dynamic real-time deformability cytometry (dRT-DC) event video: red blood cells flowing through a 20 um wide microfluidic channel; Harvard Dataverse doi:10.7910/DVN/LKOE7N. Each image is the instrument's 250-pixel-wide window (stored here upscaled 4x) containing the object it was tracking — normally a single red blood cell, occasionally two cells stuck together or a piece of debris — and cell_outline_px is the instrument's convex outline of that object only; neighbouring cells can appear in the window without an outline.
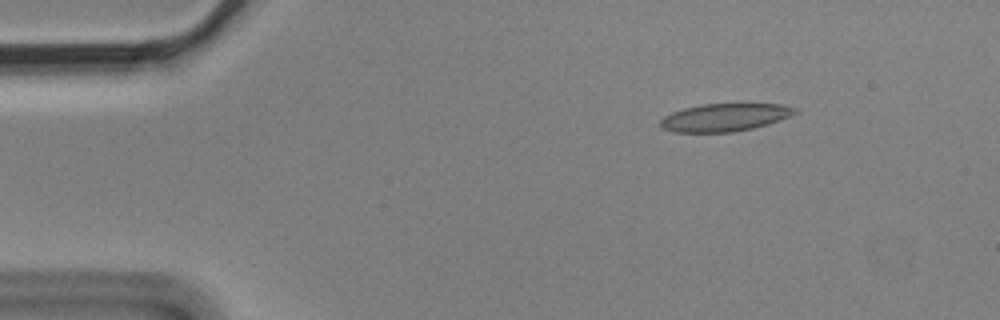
{"species": "Egyptian fruit bat (a non-hibernating species)", "species_latin": "Rousettus aegyptiacus", "temperature_condition": "cold", "stored_images_in_passage": 14, "camera_frame_rate_fps": 3000, "um_per_image_px": 0.085, "animal": {"sex": "male"}, "frame": {"image": 1, "passage_image": 3, "time_ms": 0.667, "image_size_px": [1000, 320], "cell_outline_px": [[800, 112], [792, 116], [768, 124], [752, 128], [732, 132], [672, 132], [660, 128], [660, 120], [664, 116], [672, 112], [684, 108], [700, 104], [784, 104], [796, 108]], "centroid_in_image_um": [61.62, 9.98], "position_along_channel_um": 23.4, "area_um2": 21.96}}
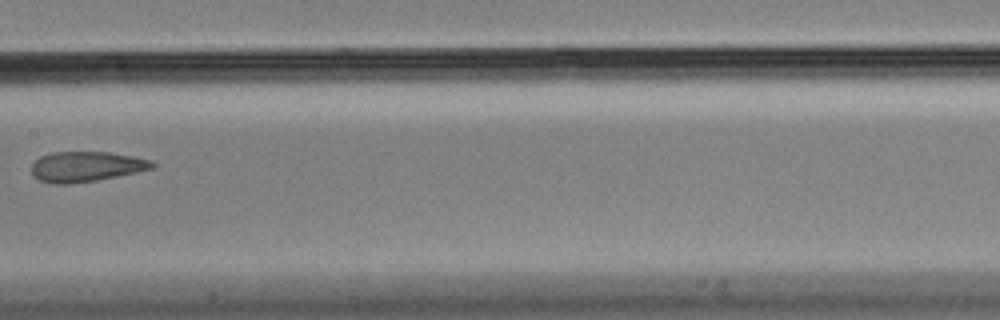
{"frame": {"image": 2, "passage_image": 8, "time_ms": 2.333, "image_size_px": [1000, 320], "cell_outline_px": [[156, 168], [96, 180], [72, 184], [52, 184], [40, 180], [32, 176], [32, 164], [40, 156], [52, 152], [112, 152], [152, 160], [156, 164]], "centroid_in_image_um": [7.33, 14.16], "position_along_channel_um": 200.1, "area_um2": 21.39}}
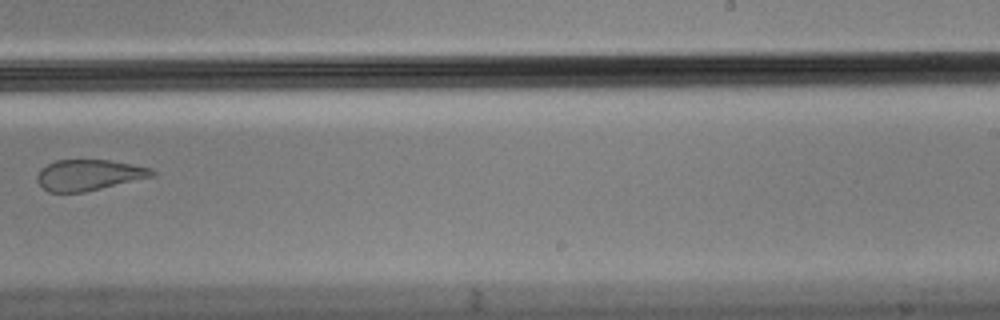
{"frame": {"image": 3, "passage_image": 10, "time_ms": 3.0, "image_size_px": [1000, 320], "cell_outline_px": [[156, 176], [84, 192], [48, 192], [36, 180], [36, 176], [40, 168], [56, 160], [108, 160], [132, 164], [152, 168], [156, 172]], "centroid_in_image_um": [7.57, 14.87], "position_along_channel_um": 281.4, "area_um2": 20.75}}